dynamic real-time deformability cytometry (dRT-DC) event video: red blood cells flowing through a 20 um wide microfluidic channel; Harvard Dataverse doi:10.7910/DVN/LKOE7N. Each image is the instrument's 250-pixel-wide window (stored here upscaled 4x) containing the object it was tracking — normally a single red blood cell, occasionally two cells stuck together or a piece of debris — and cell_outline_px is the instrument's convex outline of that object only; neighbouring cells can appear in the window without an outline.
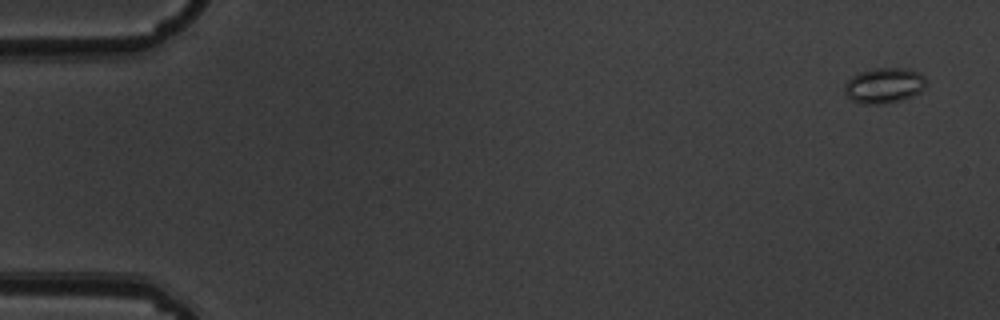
{"species": "common noctule bat (a hibernating species)", "species_latin": "Nyctalus noctula", "temperature_condition": "warm", "stored_images_in_passage": 5, "camera_frame_rate_fps": 3000, "um_per_image_px": 0.085, "animal": {"sex": "male", "body_mass_g": 19.5, "forearm_length_mm": 54.6}, "frame": {"image": 1, "passage_image": 1, "time_ms": 0.0, "image_size_px": [1000, 320], "cell_outline_px": [[928, 80], [924, 88], [920, 92], [912, 96], [900, 100], [884, 104], [860, 104], [852, 100], [844, 92], [844, 84], [852, 76], [860, 72], [872, 68], [908, 68], [920, 72]], "centroid_in_image_um": [75.17, 7.26], "position_along_channel_um": 9.8, "area_um2": 17.11}}
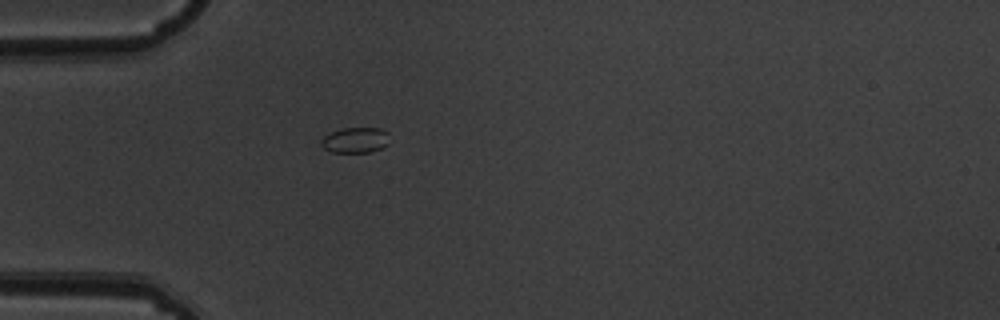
{"frame": {"image": 2, "passage_image": 5, "time_ms": 1.333, "image_size_px": [1000, 320], "cell_outline_px": [[388, 144], [380, 148], [368, 152], [332, 152], [324, 148], [320, 144], [320, 140], [324, 136], [332, 132], [344, 128], [380, 128], [388, 132]], "centroid_in_image_um": [30.19, 11.9], "position_along_channel_um": 54.8, "area_um2": 10.06}}